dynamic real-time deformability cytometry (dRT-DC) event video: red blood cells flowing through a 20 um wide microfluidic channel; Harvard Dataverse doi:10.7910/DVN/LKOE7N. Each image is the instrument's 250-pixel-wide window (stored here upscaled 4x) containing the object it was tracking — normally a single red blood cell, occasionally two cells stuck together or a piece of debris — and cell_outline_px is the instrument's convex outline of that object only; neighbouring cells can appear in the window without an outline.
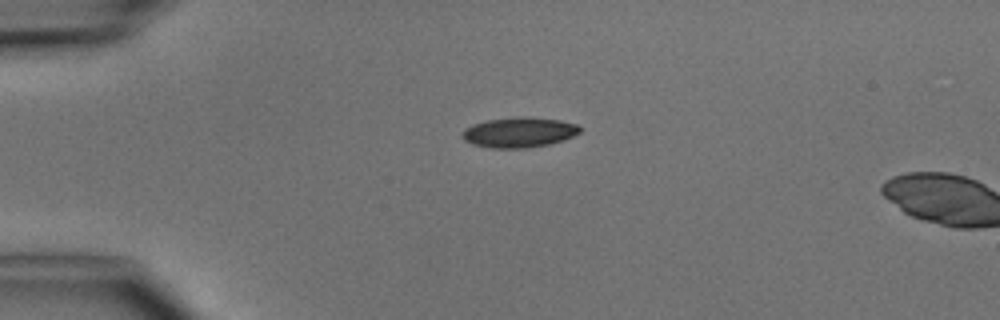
{"species": "common noctule bat (a hibernating species)", "species_latin": "Nyctalus noctula", "temperature_condition": "cold", "stored_images_in_passage": 2, "camera_frame_rate_fps": 3000, "um_per_image_px": 0.085, "animal": {"sex": "male", "body_mass_g": 15.6}, "frame": {"image": 1, "passage_image": 1, "time_ms": 0.0, "image_size_px": [1000, 320], "cell_outline_px": [[580, 132], [564, 140], [548, 144], [528, 148], [492, 148], [472, 144], [464, 140], [460, 136], [460, 132], [464, 128], [472, 124], [488, 120], [524, 116], [528, 116], [560, 120], [580, 124]], "centroid_in_image_um": [44.1, 11.24], "position_along_channel_um": 40.9, "area_um2": 20.92}}